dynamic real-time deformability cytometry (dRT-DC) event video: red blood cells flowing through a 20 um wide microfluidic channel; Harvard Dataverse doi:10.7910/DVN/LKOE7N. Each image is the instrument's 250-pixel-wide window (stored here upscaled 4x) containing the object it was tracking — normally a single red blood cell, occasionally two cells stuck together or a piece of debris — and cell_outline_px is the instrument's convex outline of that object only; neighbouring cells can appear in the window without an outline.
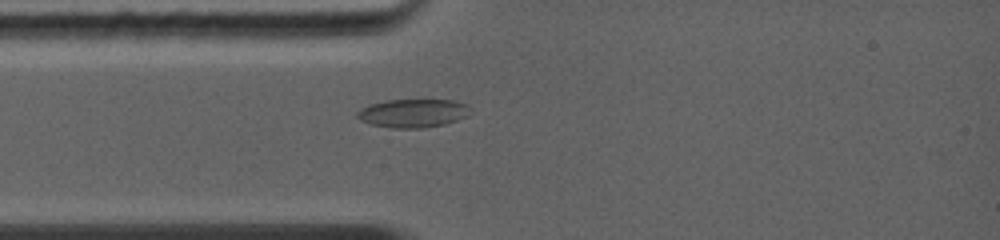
{"species": "common noctule bat (a hibernating species)", "species_latin": "Nyctalus noctula", "temperature_condition": "warm", "stored_images_in_passage": 33, "camera_frame_rate_fps": 5000, "um_per_image_px": 0.085, "animal": {"sex": "female", "body_mass_g": 19.0, "forearm_length_mm": 56.7}, "frame": {"image": 1, "passage_image": 5, "time_ms": 2.4, "image_size_px": [1000, 240], "cell_outline_px": [[468, 116], [444, 124], [420, 128], [392, 128], [372, 124], [360, 120], [356, 116], [356, 112], [368, 104], [388, 100], [452, 100], [468, 104]], "centroid_in_image_um": [35.07, 9.62], "position_along_channel_um": 49.9, "area_um2": 18.61}}
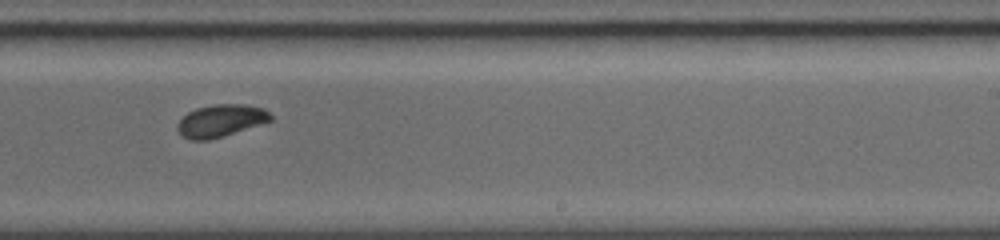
{"frame": {"image": 2, "passage_image": 19, "time_ms": 7.4, "image_size_px": [1000, 240], "cell_outline_px": [[272, 120], [224, 136], [208, 140], [192, 140], [184, 136], [176, 128], [176, 124], [188, 112], [196, 108], [216, 104], [244, 104], [264, 108], [272, 116]], "centroid_in_image_um": [18.76, 10.25], "position_along_channel_um": 270.2, "area_um2": 17.4}}
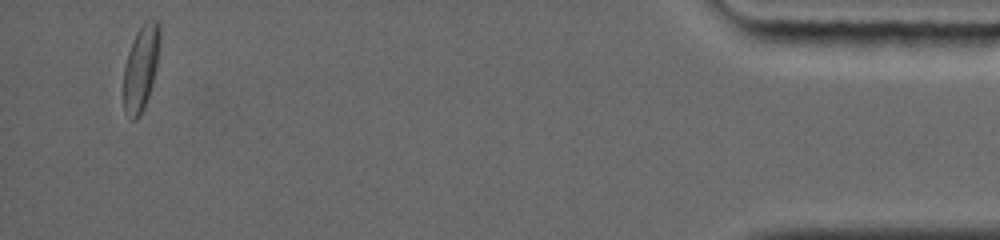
{"frame": {"image": 3, "passage_image": 33, "time_ms": 13.2, "image_size_px": [1000, 240], "cell_outline_px": [[160, 44], [156, 68], [152, 84], [144, 108], [140, 116], [136, 120], [132, 120], [124, 112], [124, 68], [128, 52], [132, 40], [136, 32], [144, 20], [160, 20]], "centroid_in_image_um": [11.99, 5.73], "position_along_channel_um": 423.2, "area_um2": 18.26}, "authors_computed_cell_mechanics": {"area_um2": 17.8602, "velocity_mm_per_s": 4.4064, "shape_relaxation_time_tau1_ms": 6.5552, "shape_relaxation_time_tau2_ms": null, "deformation_change_tau1": 0.1575, "deformation_change_tau2": null}}